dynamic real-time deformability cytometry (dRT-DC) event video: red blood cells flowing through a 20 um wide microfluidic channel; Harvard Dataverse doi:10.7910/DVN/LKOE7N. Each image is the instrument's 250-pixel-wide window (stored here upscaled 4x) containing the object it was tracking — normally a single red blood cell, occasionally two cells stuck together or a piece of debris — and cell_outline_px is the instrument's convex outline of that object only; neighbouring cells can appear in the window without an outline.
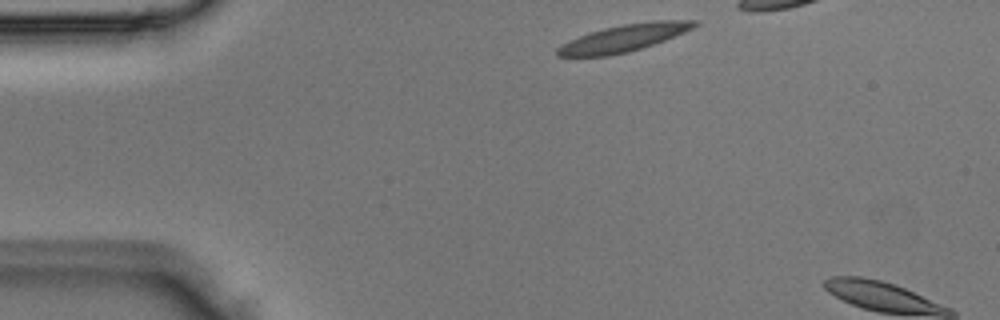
{"species": "Egyptian fruit bat (a non-hibernating species)", "species_latin": "Rousettus aegyptiacus", "temperature_condition": "room temperature", "stored_images_in_passage": 2, "camera_frame_rate_fps": 3000, "um_per_image_px": 0.085, "animal": {"sex": "male"}, "frame": {"image": 1, "passage_image": 1, "time_ms": 0.0, "image_size_px": [1000, 320], "cell_outline_px": [[700, 24], [684, 32], [664, 40], [628, 52], [608, 56], [556, 56], [556, 48], [580, 36], [604, 28], [620, 24], [652, 20], [696, 20]], "centroid_in_image_um": [53.06, 3.22], "position_along_channel_um": 31.9, "area_um2": 21.33}}